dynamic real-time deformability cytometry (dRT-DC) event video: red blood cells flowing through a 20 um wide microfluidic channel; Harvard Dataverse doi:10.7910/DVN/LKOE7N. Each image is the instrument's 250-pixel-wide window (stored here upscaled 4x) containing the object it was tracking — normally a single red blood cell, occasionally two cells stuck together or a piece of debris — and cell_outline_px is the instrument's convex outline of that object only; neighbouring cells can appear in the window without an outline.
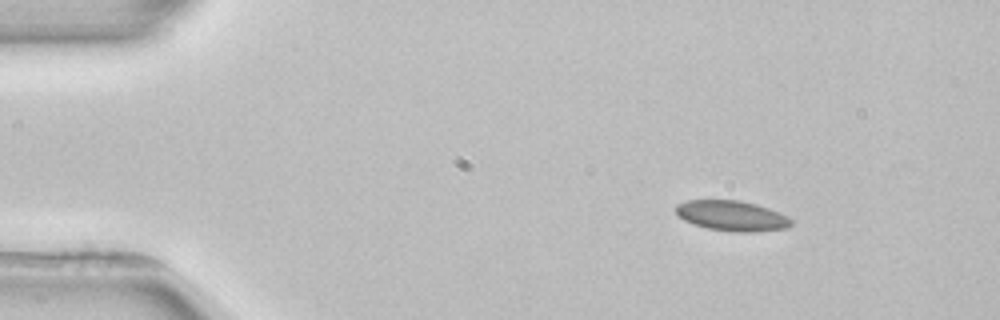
{"species": "common noctule bat (a hibernating species)", "species_latin": "Nyctalus noctula", "temperature_condition": "room temperature", "stored_images_in_passage": 2, "camera_frame_rate_fps": 3000, "um_per_image_px": 0.085, "animal": {"sex": "female", "body_mass_g": 22.7, "forearm_length_mm": 54.2}, "frame": {"image": 1, "passage_image": 1, "time_ms": 0.0, "image_size_px": [1000, 320], "cell_outline_px": [[792, 224], [788, 228], [752, 232], [736, 232], [708, 228], [684, 220], [676, 212], [676, 204], [688, 200], [740, 200], [756, 204], [768, 208], [788, 216], [792, 220]], "centroid_in_image_um": [62.24, 18.33], "position_along_channel_um": 22.8, "area_um2": 20.23}}
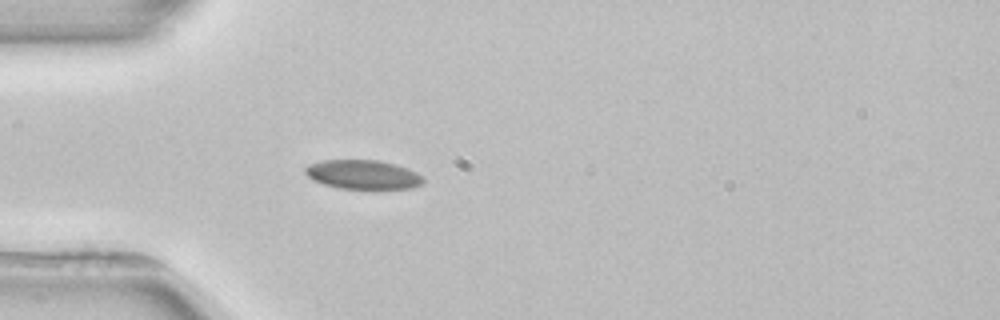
{"frame": {"image": 2, "passage_image": 2, "time_ms": 2.667, "image_size_px": [1000, 320], "cell_outline_px": [[424, 180], [420, 184], [412, 188], [380, 192], [340, 188], [324, 184], [312, 180], [304, 172], [304, 168], [308, 164], [320, 160], [380, 160], [396, 164], [408, 168], [416, 172]], "centroid_in_image_um": [30.87, 14.88], "position_along_channel_um": 54.1, "area_um2": 20.98}}